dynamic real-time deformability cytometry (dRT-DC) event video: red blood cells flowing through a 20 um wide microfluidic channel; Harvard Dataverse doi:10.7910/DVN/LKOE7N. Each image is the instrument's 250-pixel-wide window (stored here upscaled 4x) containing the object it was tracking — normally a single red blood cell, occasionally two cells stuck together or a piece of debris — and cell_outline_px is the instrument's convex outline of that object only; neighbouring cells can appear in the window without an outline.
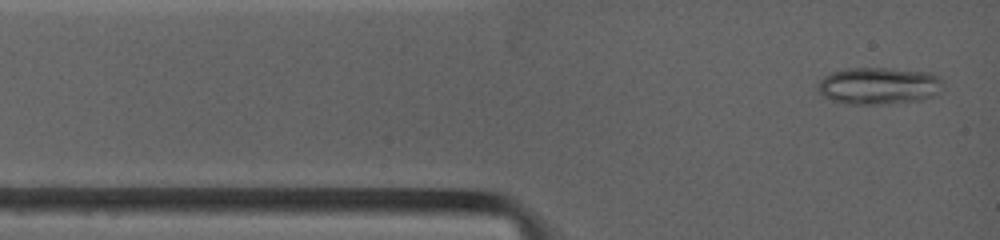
{"species": "common noctule bat (a hibernating species)", "species_latin": "Nyctalus noctula", "temperature_condition": "warm", "stored_images_in_passage": 4, "camera_frame_rate_fps": 4500, "um_per_image_px": 0.085, "animal": {"sex": "female", "body_mass_g": 19.0, "forearm_length_mm": 53.3}, "frame": {"image": 1, "passage_image": 1, "time_ms": 0.0, "image_size_px": [1000, 240], "cell_outline_px": [[944, 84], [932, 96], [920, 100], [888, 104], [844, 104], [832, 100], [824, 96], [816, 88], [816, 84], [824, 76], [832, 72], [848, 68], [884, 68], [928, 72], [940, 76], [944, 80]], "centroid_in_image_um": [74.68, 7.29], "position_along_channel_um": 10.3, "area_um2": 27.17}}